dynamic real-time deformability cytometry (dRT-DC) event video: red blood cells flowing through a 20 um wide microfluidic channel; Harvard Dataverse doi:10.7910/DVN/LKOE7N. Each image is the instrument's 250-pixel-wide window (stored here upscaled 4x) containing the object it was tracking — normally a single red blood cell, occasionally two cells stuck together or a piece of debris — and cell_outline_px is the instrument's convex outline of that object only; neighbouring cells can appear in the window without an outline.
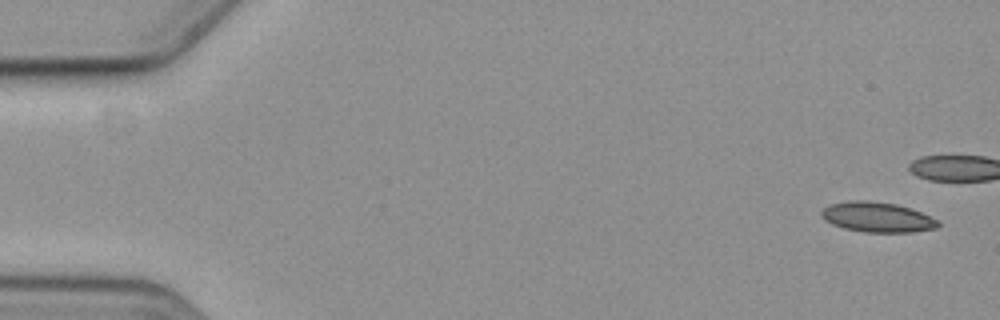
{"species": "common noctule bat (a hibernating species)", "species_latin": "Nyctalus noctula", "temperature_condition": "cold", "stored_images_in_passage": 6, "camera_frame_rate_fps": 3000, "um_per_image_px": 0.085, "animal": {"sex": "female", "body_mass_g": 19.3, "forearm_length_mm": 54.1}, "frame": {"image": 1, "passage_image": 1, "time_ms": 0.0, "image_size_px": [1000, 320], "cell_outline_px": [[940, 224], [936, 228], [912, 232], [864, 232], [844, 228], [832, 224], [824, 220], [820, 216], [820, 212], [824, 208], [832, 204], [852, 200], [868, 200], [896, 204], [920, 212], [940, 220]], "centroid_in_image_um": [74.56, 18.46], "position_along_channel_um": 10.4, "area_um2": 20.4}}
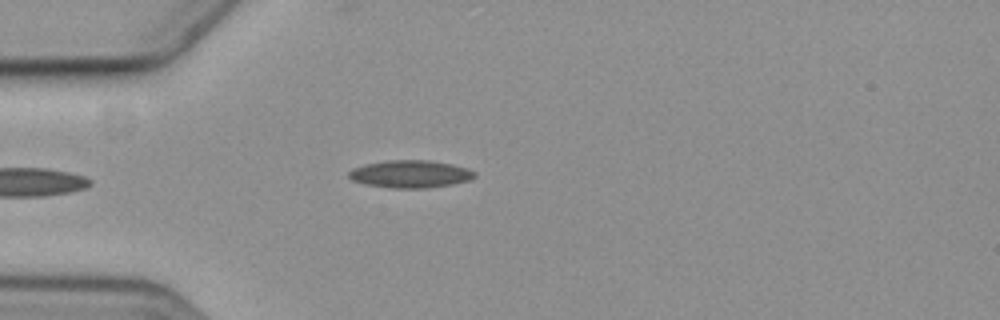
{"frame": {"image": 2, "passage_image": 6, "time_ms": 6.0, "image_size_px": [1000, 320], "cell_outline_px": [[476, 176], [468, 180], [452, 184], [424, 188], [392, 188], [364, 184], [352, 180], [348, 176], [348, 172], [352, 168], [364, 164], [384, 160], [432, 160], [452, 164], [468, 168], [476, 172]], "centroid_in_image_um": [34.86, 14.78], "position_along_channel_um": 50.1, "area_um2": 20.35}}